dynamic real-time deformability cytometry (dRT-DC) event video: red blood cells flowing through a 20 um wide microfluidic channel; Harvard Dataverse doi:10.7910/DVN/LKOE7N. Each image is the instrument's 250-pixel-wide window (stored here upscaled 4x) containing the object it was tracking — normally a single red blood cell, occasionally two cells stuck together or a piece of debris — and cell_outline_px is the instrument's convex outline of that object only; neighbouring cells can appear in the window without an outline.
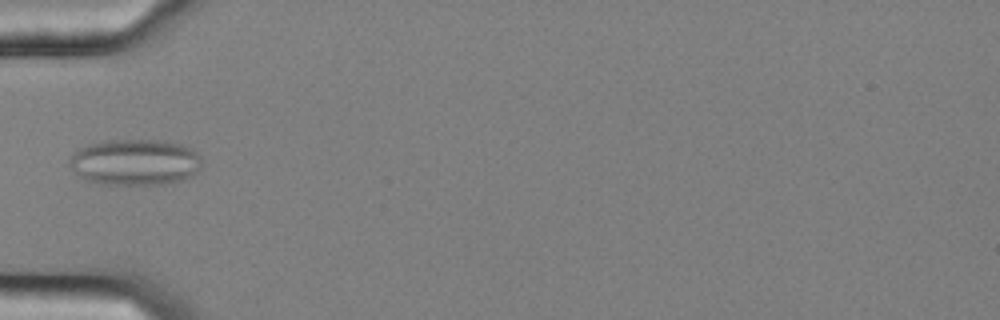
{"species": "common noctule bat (a hibernating species)", "species_latin": "Nyctalus noctula", "temperature_condition": "cold", "stored_images_in_passage": 38, "camera_frame_rate_fps": 3000, "um_per_image_px": 0.085, "animal": {"sex": "female", "body_mass_g": 25.1}, "frame": {"image": 1, "passage_image": 1, "time_ms": 0.0, "image_size_px": [1000, 320], "cell_outline_px": [[200, 168], [192, 176], [184, 180], [164, 184], [96, 184], [84, 180], [68, 164], [68, 160], [76, 148], [88, 144], [104, 140], [152, 140], [180, 144], [192, 148], [200, 156]], "centroid_in_image_um": [11.43, 13.79], "position_along_channel_um": 73.6, "area_um2": 35.89}, "authors_computed_cell_mechanics": {"area_um2": 26.9926, "velocity_mm_per_s": 3.5988, "shape_relaxation_time_tau1_ms": null, "shape_relaxation_time_tau2_ms": 1.2179, "deformation_change_tau1": null, "deformation_change_tau2": 0.0648}}